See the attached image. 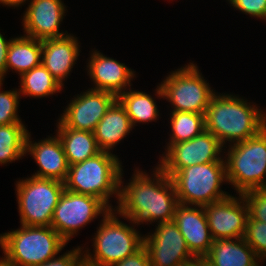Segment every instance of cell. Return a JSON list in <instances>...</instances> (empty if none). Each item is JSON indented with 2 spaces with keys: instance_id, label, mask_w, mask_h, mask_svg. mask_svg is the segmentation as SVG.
Instances as JSON below:
<instances>
[{
  "instance_id": "1",
  "label": "cell",
  "mask_w": 266,
  "mask_h": 266,
  "mask_svg": "<svg viewBox=\"0 0 266 266\" xmlns=\"http://www.w3.org/2000/svg\"><path fill=\"white\" fill-rule=\"evenodd\" d=\"M152 172L149 176L137 167L126 185L121 172L119 201L114 207L118 217L138 225L173 221L179 204L173 181L158 165Z\"/></svg>"
},
{
  "instance_id": "2",
  "label": "cell",
  "mask_w": 266,
  "mask_h": 266,
  "mask_svg": "<svg viewBox=\"0 0 266 266\" xmlns=\"http://www.w3.org/2000/svg\"><path fill=\"white\" fill-rule=\"evenodd\" d=\"M256 105L235 94L216 92L205 113V130L226 148L227 143L254 137L266 127V113Z\"/></svg>"
},
{
  "instance_id": "3",
  "label": "cell",
  "mask_w": 266,
  "mask_h": 266,
  "mask_svg": "<svg viewBox=\"0 0 266 266\" xmlns=\"http://www.w3.org/2000/svg\"><path fill=\"white\" fill-rule=\"evenodd\" d=\"M122 168V162L117 155L101 151L94 157L69 166L64 182L65 189L99 198L110 209H115L109 199L116 197L118 204Z\"/></svg>"
},
{
  "instance_id": "4",
  "label": "cell",
  "mask_w": 266,
  "mask_h": 266,
  "mask_svg": "<svg viewBox=\"0 0 266 266\" xmlns=\"http://www.w3.org/2000/svg\"><path fill=\"white\" fill-rule=\"evenodd\" d=\"M116 209H111L103 219L93 237V254L82 247L84 266H111L133 255L143 246V237L134 221L125 218L130 225L119 220ZM137 225V226H136ZM86 250H85V249Z\"/></svg>"
},
{
  "instance_id": "5",
  "label": "cell",
  "mask_w": 266,
  "mask_h": 266,
  "mask_svg": "<svg viewBox=\"0 0 266 266\" xmlns=\"http://www.w3.org/2000/svg\"><path fill=\"white\" fill-rule=\"evenodd\" d=\"M68 243L51 226L21 225L0 234V247L11 266H37L60 255Z\"/></svg>"
},
{
  "instance_id": "6",
  "label": "cell",
  "mask_w": 266,
  "mask_h": 266,
  "mask_svg": "<svg viewBox=\"0 0 266 266\" xmlns=\"http://www.w3.org/2000/svg\"><path fill=\"white\" fill-rule=\"evenodd\" d=\"M226 178L237 194L262 189L266 183V127L254 137L228 145Z\"/></svg>"
},
{
  "instance_id": "7",
  "label": "cell",
  "mask_w": 266,
  "mask_h": 266,
  "mask_svg": "<svg viewBox=\"0 0 266 266\" xmlns=\"http://www.w3.org/2000/svg\"><path fill=\"white\" fill-rule=\"evenodd\" d=\"M165 173L173 181L180 204L205 206L230 195L221 190L223 183H227L225 162L192 165Z\"/></svg>"
},
{
  "instance_id": "8",
  "label": "cell",
  "mask_w": 266,
  "mask_h": 266,
  "mask_svg": "<svg viewBox=\"0 0 266 266\" xmlns=\"http://www.w3.org/2000/svg\"><path fill=\"white\" fill-rule=\"evenodd\" d=\"M204 79L197 64L189 62L171 71L155 89L159 99L170 102L172 111L205 114L215 90Z\"/></svg>"
},
{
  "instance_id": "9",
  "label": "cell",
  "mask_w": 266,
  "mask_h": 266,
  "mask_svg": "<svg viewBox=\"0 0 266 266\" xmlns=\"http://www.w3.org/2000/svg\"><path fill=\"white\" fill-rule=\"evenodd\" d=\"M20 225L51 226L53 212L65 190L54 179L30 176L15 184Z\"/></svg>"
},
{
  "instance_id": "10",
  "label": "cell",
  "mask_w": 266,
  "mask_h": 266,
  "mask_svg": "<svg viewBox=\"0 0 266 266\" xmlns=\"http://www.w3.org/2000/svg\"><path fill=\"white\" fill-rule=\"evenodd\" d=\"M110 210L99 198L65 189L54 209L51 227L69 243L81 228Z\"/></svg>"
},
{
  "instance_id": "11",
  "label": "cell",
  "mask_w": 266,
  "mask_h": 266,
  "mask_svg": "<svg viewBox=\"0 0 266 266\" xmlns=\"http://www.w3.org/2000/svg\"><path fill=\"white\" fill-rule=\"evenodd\" d=\"M224 148L213 134L204 130L191 140L172 144L159 156L157 165L164 172H178L192 165L225 162Z\"/></svg>"
},
{
  "instance_id": "12",
  "label": "cell",
  "mask_w": 266,
  "mask_h": 266,
  "mask_svg": "<svg viewBox=\"0 0 266 266\" xmlns=\"http://www.w3.org/2000/svg\"><path fill=\"white\" fill-rule=\"evenodd\" d=\"M156 224L155 231L143 237L151 266H182L196 259L173 221Z\"/></svg>"
},
{
  "instance_id": "13",
  "label": "cell",
  "mask_w": 266,
  "mask_h": 266,
  "mask_svg": "<svg viewBox=\"0 0 266 266\" xmlns=\"http://www.w3.org/2000/svg\"><path fill=\"white\" fill-rule=\"evenodd\" d=\"M116 100L117 96L111 92L89 88L70 100L58 120L65 127L94 132Z\"/></svg>"
},
{
  "instance_id": "14",
  "label": "cell",
  "mask_w": 266,
  "mask_h": 266,
  "mask_svg": "<svg viewBox=\"0 0 266 266\" xmlns=\"http://www.w3.org/2000/svg\"><path fill=\"white\" fill-rule=\"evenodd\" d=\"M203 207L213 240L244 238L249 216L242 194L238 197L230 194Z\"/></svg>"
},
{
  "instance_id": "15",
  "label": "cell",
  "mask_w": 266,
  "mask_h": 266,
  "mask_svg": "<svg viewBox=\"0 0 266 266\" xmlns=\"http://www.w3.org/2000/svg\"><path fill=\"white\" fill-rule=\"evenodd\" d=\"M66 8L62 0H31L23 13L24 35L41 41L69 35L60 31Z\"/></svg>"
},
{
  "instance_id": "16",
  "label": "cell",
  "mask_w": 266,
  "mask_h": 266,
  "mask_svg": "<svg viewBox=\"0 0 266 266\" xmlns=\"http://www.w3.org/2000/svg\"><path fill=\"white\" fill-rule=\"evenodd\" d=\"M87 73L93 82V90L108 91L116 96L131 88L135 72L124 63L93 49L88 60ZM95 86V87H94Z\"/></svg>"
},
{
  "instance_id": "17",
  "label": "cell",
  "mask_w": 266,
  "mask_h": 266,
  "mask_svg": "<svg viewBox=\"0 0 266 266\" xmlns=\"http://www.w3.org/2000/svg\"><path fill=\"white\" fill-rule=\"evenodd\" d=\"M186 245L196 259H203L213 244L203 206L178 204L173 216Z\"/></svg>"
},
{
  "instance_id": "18",
  "label": "cell",
  "mask_w": 266,
  "mask_h": 266,
  "mask_svg": "<svg viewBox=\"0 0 266 266\" xmlns=\"http://www.w3.org/2000/svg\"><path fill=\"white\" fill-rule=\"evenodd\" d=\"M31 132L26 139L25 154L32 156L39 167L32 175L39 178L54 179L65 182L69 164L59 137L48 136L34 142L31 140Z\"/></svg>"
},
{
  "instance_id": "19",
  "label": "cell",
  "mask_w": 266,
  "mask_h": 266,
  "mask_svg": "<svg viewBox=\"0 0 266 266\" xmlns=\"http://www.w3.org/2000/svg\"><path fill=\"white\" fill-rule=\"evenodd\" d=\"M78 38L70 34L53 39L42 40V65L52 74L54 79L64 88V81L71 75L72 68L80 56Z\"/></svg>"
},
{
  "instance_id": "20",
  "label": "cell",
  "mask_w": 266,
  "mask_h": 266,
  "mask_svg": "<svg viewBox=\"0 0 266 266\" xmlns=\"http://www.w3.org/2000/svg\"><path fill=\"white\" fill-rule=\"evenodd\" d=\"M203 259L210 266H261L262 263L264 264L244 238L213 240L208 254Z\"/></svg>"
},
{
  "instance_id": "21",
  "label": "cell",
  "mask_w": 266,
  "mask_h": 266,
  "mask_svg": "<svg viewBox=\"0 0 266 266\" xmlns=\"http://www.w3.org/2000/svg\"><path fill=\"white\" fill-rule=\"evenodd\" d=\"M134 129L125 108L116 100L98 122L94 135L101 151L110 152Z\"/></svg>"
},
{
  "instance_id": "22",
  "label": "cell",
  "mask_w": 266,
  "mask_h": 266,
  "mask_svg": "<svg viewBox=\"0 0 266 266\" xmlns=\"http://www.w3.org/2000/svg\"><path fill=\"white\" fill-rule=\"evenodd\" d=\"M57 121L56 135L61 141L69 166L85 161L101 152L94 132L68 128L59 120Z\"/></svg>"
},
{
  "instance_id": "23",
  "label": "cell",
  "mask_w": 266,
  "mask_h": 266,
  "mask_svg": "<svg viewBox=\"0 0 266 266\" xmlns=\"http://www.w3.org/2000/svg\"><path fill=\"white\" fill-rule=\"evenodd\" d=\"M42 41L26 35L14 37L8 47L6 74L14 70L19 77L41 64Z\"/></svg>"
},
{
  "instance_id": "24",
  "label": "cell",
  "mask_w": 266,
  "mask_h": 266,
  "mask_svg": "<svg viewBox=\"0 0 266 266\" xmlns=\"http://www.w3.org/2000/svg\"><path fill=\"white\" fill-rule=\"evenodd\" d=\"M129 90V91H128ZM120 93L117 100L125 108L132 127L139 123L155 122L159 119V109L155 97L142 91L132 90Z\"/></svg>"
},
{
  "instance_id": "25",
  "label": "cell",
  "mask_w": 266,
  "mask_h": 266,
  "mask_svg": "<svg viewBox=\"0 0 266 266\" xmlns=\"http://www.w3.org/2000/svg\"><path fill=\"white\" fill-rule=\"evenodd\" d=\"M21 96L32 98H44L60 93L63 88L54 79L52 74L42 65L34 67L20 76Z\"/></svg>"
},
{
  "instance_id": "26",
  "label": "cell",
  "mask_w": 266,
  "mask_h": 266,
  "mask_svg": "<svg viewBox=\"0 0 266 266\" xmlns=\"http://www.w3.org/2000/svg\"><path fill=\"white\" fill-rule=\"evenodd\" d=\"M29 130L24 123L0 125V165L22 160Z\"/></svg>"
},
{
  "instance_id": "27",
  "label": "cell",
  "mask_w": 266,
  "mask_h": 266,
  "mask_svg": "<svg viewBox=\"0 0 266 266\" xmlns=\"http://www.w3.org/2000/svg\"><path fill=\"white\" fill-rule=\"evenodd\" d=\"M169 115L171 133L165 151L172 144L191 140L205 130V114L170 111Z\"/></svg>"
},
{
  "instance_id": "28",
  "label": "cell",
  "mask_w": 266,
  "mask_h": 266,
  "mask_svg": "<svg viewBox=\"0 0 266 266\" xmlns=\"http://www.w3.org/2000/svg\"><path fill=\"white\" fill-rule=\"evenodd\" d=\"M4 81L0 80V125L23 123L18 115L21 95L18 89L2 91Z\"/></svg>"
},
{
  "instance_id": "29",
  "label": "cell",
  "mask_w": 266,
  "mask_h": 266,
  "mask_svg": "<svg viewBox=\"0 0 266 266\" xmlns=\"http://www.w3.org/2000/svg\"><path fill=\"white\" fill-rule=\"evenodd\" d=\"M244 239L264 262L266 259V223L248 220Z\"/></svg>"
},
{
  "instance_id": "30",
  "label": "cell",
  "mask_w": 266,
  "mask_h": 266,
  "mask_svg": "<svg viewBox=\"0 0 266 266\" xmlns=\"http://www.w3.org/2000/svg\"><path fill=\"white\" fill-rule=\"evenodd\" d=\"M242 195L248 208V220L266 223V190H250Z\"/></svg>"
},
{
  "instance_id": "31",
  "label": "cell",
  "mask_w": 266,
  "mask_h": 266,
  "mask_svg": "<svg viewBox=\"0 0 266 266\" xmlns=\"http://www.w3.org/2000/svg\"><path fill=\"white\" fill-rule=\"evenodd\" d=\"M233 8L244 14L266 20V0H226Z\"/></svg>"
},
{
  "instance_id": "32",
  "label": "cell",
  "mask_w": 266,
  "mask_h": 266,
  "mask_svg": "<svg viewBox=\"0 0 266 266\" xmlns=\"http://www.w3.org/2000/svg\"><path fill=\"white\" fill-rule=\"evenodd\" d=\"M37 266H84L82 246H77Z\"/></svg>"
},
{
  "instance_id": "33",
  "label": "cell",
  "mask_w": 266,
  "mask_h": 266,
  "mask_svg": "<svg viewBox=\"0 0 266 266\" xmlns=\"http://www.w3.org/2000/svg\"><path fill=\"white\" fill-rule=\"evenodd\" d=\"M111 266H151V263L146 248L142 246L133 255H130Z\"/></svg>"
},
{
  "instance_id": "34",
  "label": "cell",
  "mask_w": 266,
  "mask_h": 266,
  "mask_svg": "<svg viewBox=\"0 0 266 266\" xmlns=\"http://www.w3.org/2000/svg\"><path fill=\"white\" fill-rule=\"evenodd\" d=\"M7 38H4L3 34L0 33V80L4 81L6 78V61H7V51L9 44L11 42V39L6 40Z\"/></svg>"
},
{
  "instance_id": "35",
  "label": "cell",
  "mask_w": 266,
  "mask_h": 266,
  "mask_svg": "<svg viewBox=\"0 0 266 266\" xmlns=\"http://www.w3.org/2000/svg\"><path fill=\"white\" fill-rule=\"evenodd\" d=\"M26 1L30 2L31 0H0V4H3V6L12 7L14 9L24 5Z\"/></svg>"
},
{
  "instance_id": "36",
  "label": "cell",
  "mask_w": 266,
  "mask_h": 266,
  "mask_svg": "<svg viewBox=\"0 0 266 266\" xmlns=\"http://www.w3.org/2000/svg\"><path fill=\"white\" fill-rule=\"evenodd\" d=\"M182 266H205V260L195 259L194 261H191L190 263L184 264Z\"/></svg>"
},
{
  "instance_id": "37",
  "label": "cell",
  "mask_w": 266,
  "mask_h": 266,
  "mask_svg": "<svg viewBox=\"0 0 266 266\" xmlns=\"http://www.w3.org/2000/svg\"><path fill=\"white\" fill-rule=\"evenodd\" d=\"M0 266H11L10 264L6 263L1 257H0Z\"/></svg>"
},
{
  "instance_id": "38",
  "label": "cell",
  "mask_w": 266,
  "mask_h": 266,
  "mask_svg": "<svg viewBox=\"0 0 266 266\" xmlns=\"http://www.w3.org/2000/svg\"><path fill=\"white\" fill-rule=\"evenodd\" d=\"M263 190H266V183L264 184V186H263V188H262Z\"/></svg>"
}]
</instances>
